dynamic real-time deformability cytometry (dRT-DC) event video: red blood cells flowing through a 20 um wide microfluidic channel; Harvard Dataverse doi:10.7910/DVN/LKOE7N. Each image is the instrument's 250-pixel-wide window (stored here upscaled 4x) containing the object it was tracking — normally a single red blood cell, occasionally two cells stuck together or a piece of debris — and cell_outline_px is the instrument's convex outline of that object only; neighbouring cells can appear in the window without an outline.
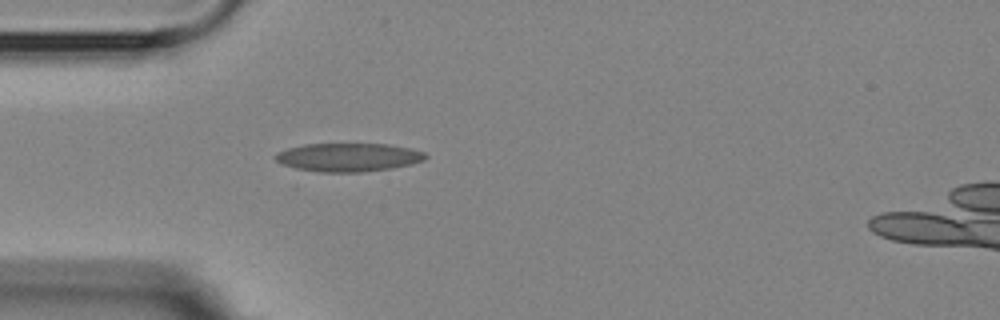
{"species": "Egyptian fruit bat (a non-hibernating species)", "species_latin": "Rousettus aegyptiacus", "temperature_condition": "room temperature", "stored_images_in_passage": 1, "camera_frame_rate_fps": 3000, "um_per_image_px": 0.085, "animal": {"sex": "female"}, "frame": {"image": 1, "passage_image": 1, "time_ms": 0.0, "image_size_px": [1000, 320], "cell_outline_px": [[428, 156], [424, 160], [412, 164], [392, 168], [360, 172], [320, 172], [296, 168], [280, 164], [272, 156], [276, 152], [288, 148], [304, 144], [384, 144], [408, 148], [424, 152]], "centroid_in_image_um": [29.56, 13.37], "position_along_channel_um": 55.4, "area_um2": 24.85}}